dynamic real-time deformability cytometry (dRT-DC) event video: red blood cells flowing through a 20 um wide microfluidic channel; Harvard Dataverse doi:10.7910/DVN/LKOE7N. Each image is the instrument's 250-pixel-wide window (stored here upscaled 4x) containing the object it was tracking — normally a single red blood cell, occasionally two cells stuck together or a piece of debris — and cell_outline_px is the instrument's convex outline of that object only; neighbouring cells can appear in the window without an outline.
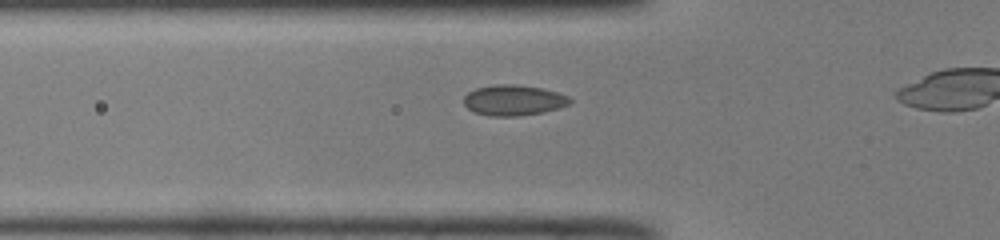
{"species": "common noctule bat (a hibernating species)", "species_latin": "Nyctalus noctula", "temperature_condition": "room temperature", "stored_images_in_passage": 37, "camera_frame_rate_fps": 3000, "um_per_image_px": 0.085, "animal": {"sex": "male", "body_mass_g": 19.0, "forearm_length_mm": 50.8}, "frame": {"image": 1, "passage_image": 13, "time_ms": 4.0, "image_size_px": [1000, 240], "cell_outline_px": [[572, 104], [560, 108], [544, 112], [520, 116], [488, 116], [476, 112], [468, 108], [464, 104], [464, 96], [468, 92], [476, 88], [496, 84], [516, 84], [544, 88], [568, 96], [572, 100]], "centroid_in_image_um": [43.69, 8.52], "position_along_channel_um": 82.1, "area_um2": 19.13}}
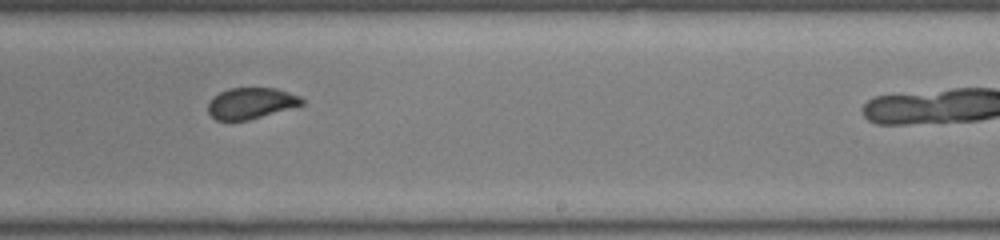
{"frame": {"image": 2, "passage_image": 27, "time_ms": 8.667, "image_size_px": [1000, 240], "cell_outline_px": [[304, 104], [248, 120], [216, 120], [208, 112], [208, 104], [220, 92], [228, 88], [276, 88], [300, 96], [304, 100]], "centroid_in_image_um": [21.35, 8.77], "position_along_channel_um": 267.7, "area_um2": 16.76}}
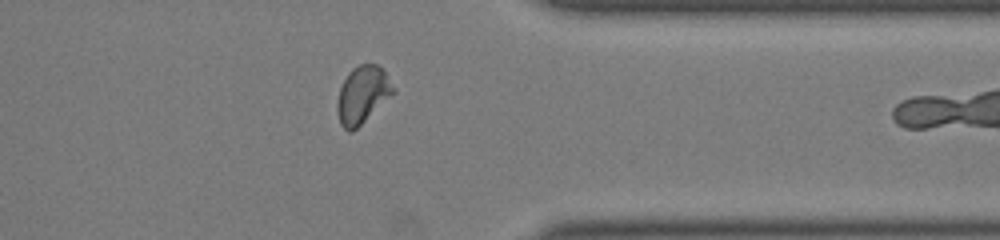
{"frame": {"image": 3, "passage_image": 36, "time_ms": 11.667, "image_size_px": [1000, 240], "cell_outline_px": [[396, 92], [352, 132], [348, 132], [340, 124], [336, 108], [336, 104], [340, 88], [348, 72], [352, 68], [360, 64], [376, 64], [384, 68], [396, 88]], "centroid_in_image_um": [30.84, 8.03], "position_along_channel_um": 380.6, "area_um2": 18.96}}